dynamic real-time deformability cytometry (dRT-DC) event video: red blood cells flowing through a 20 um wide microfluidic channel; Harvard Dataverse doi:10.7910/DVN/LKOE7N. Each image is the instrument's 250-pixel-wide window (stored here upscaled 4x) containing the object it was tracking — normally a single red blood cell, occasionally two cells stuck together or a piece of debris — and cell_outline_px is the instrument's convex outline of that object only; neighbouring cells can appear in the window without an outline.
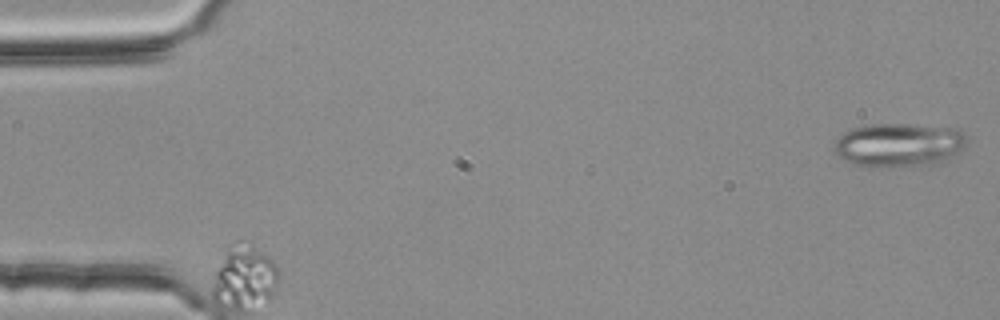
{"species": "common noctule bat (a hibernating species)", "species_latin": "Nyctalus noctula", "temperature_condition": "room temperature", "stored_images_in_passage": 35, "segment_of_instrument_passage": [1, 2], "camera_frame_rate_fps": 3000, "um_per_image_px": 0.085, "animal": {"sex": "female", "body_mass_g": 25.1}, "frame": {"image": 1, "passage_image": 1, "time_ms": 0.0, "image_size_px": [1000, 320], "cell_outline_px": [[968, 144], [964, 148], [948, 160], [936, 164], [888, 168], [852, 164], [836, 156], [832, 152], [832, 144], [844, 132], [852, 128], [868, 124], [908, 124], [960, 128], [968, 136]], "centroid_in_image_um": [76.43, 12.32], "position_along_channel_um": 8.6, "area_um2": 34.91}}